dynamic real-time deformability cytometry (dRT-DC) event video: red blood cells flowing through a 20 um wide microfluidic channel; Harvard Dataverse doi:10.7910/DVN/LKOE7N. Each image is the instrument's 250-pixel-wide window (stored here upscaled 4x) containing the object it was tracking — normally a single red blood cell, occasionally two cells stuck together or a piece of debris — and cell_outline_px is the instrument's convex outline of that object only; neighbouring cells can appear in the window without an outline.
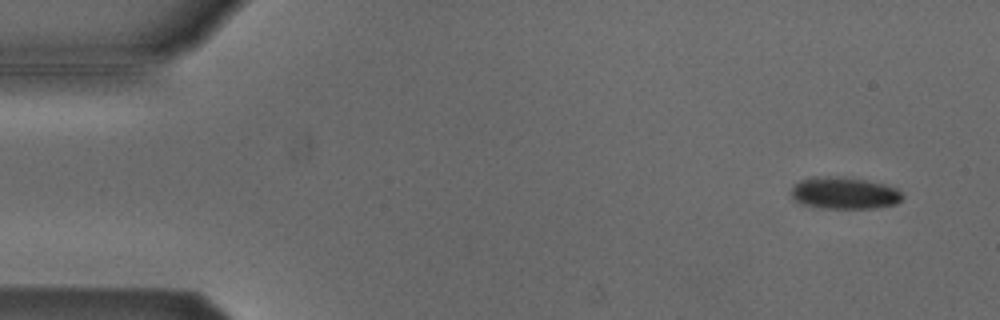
{"species": "Egyptian fruit bat (a non-hibernating species)", "species_latin": "Rousettus aegyptiacus", "temperature_condition": "cold", "stored_images_in_passage": 54, "camera_frame_rate_fps": 3000, "um_per_image_px": 0.085, "animal": {"sex": "male"}, "frame": {"image": 1, "passage_image": 4, "time_ms": 1.0, "image_size_px": [1000, 320], "cell_outline_px": [[904, 200], [896, 204], [876, 208], [828, 208], [804, 204], [796, 200], [792, 196], [792, 184], [800, 180], [812, 176], [844, 176], [884, 184], [896, 188], [904, 196]], "centroid_in_image_um": [71.79, 16.39], "position_along_channel_um": 13.2, "area_um2": 20.81}}
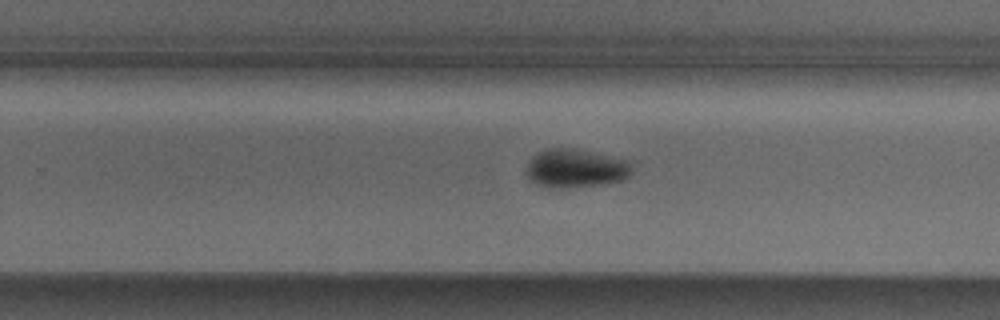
{"frame": {"image": 2, "passage_image": 34, "time_ms": 11.0, "image_size_px": [1000, 320], "cell_outline_px": [[632, 172], [624, 180], [600, 184], [560, 188], [536, 184], [524, 172], [524, 168], [528, 160], [532, 156], [548, 148], [576, 148], [628, 160], [632, 168]], "centroid_in_image_um": [48.9, 14.29], "position_along_channel_um": 280.9, "area_um2": 23.76}}
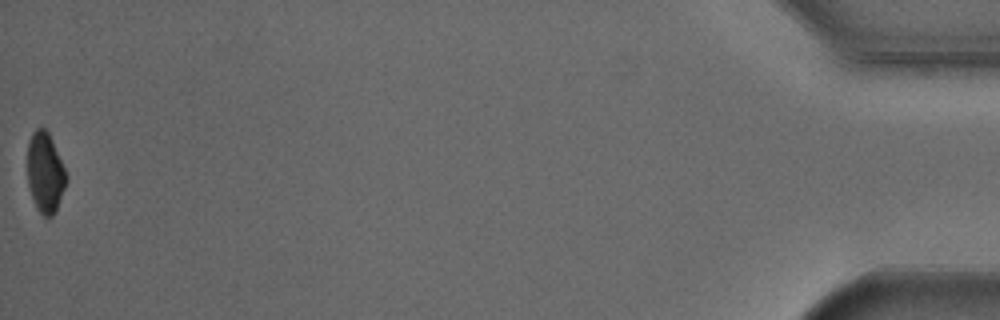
{"frame": {"image": 3, "passage_image": 54, "time_ms": 17.667, "image_size_px": [1000, 320], "cell_outline_px": [[68, 176], [64, 188], [56, 208], [52, 216], [44, 216], [36, 208], [28, 184], [28, 140], [32, 132], [36, 128], [44, 128], [48, 132], [52, 140]], "centroid_in_image_um": [3.83, 14.64], "position_along_channel_um": 431.4, "area_um2": 17.86}, "authors_computed_cell_mechanics": {"area_um2": 22.1374, "velocity_mm_per_s": 3.8227, "shape_relaxation_time_tau1_ms": 3.8781, "shape_relaxation_time_tau2_ms": null, "deformation_change_tau1": 0.0843, "deformation_change_tau2": null}}